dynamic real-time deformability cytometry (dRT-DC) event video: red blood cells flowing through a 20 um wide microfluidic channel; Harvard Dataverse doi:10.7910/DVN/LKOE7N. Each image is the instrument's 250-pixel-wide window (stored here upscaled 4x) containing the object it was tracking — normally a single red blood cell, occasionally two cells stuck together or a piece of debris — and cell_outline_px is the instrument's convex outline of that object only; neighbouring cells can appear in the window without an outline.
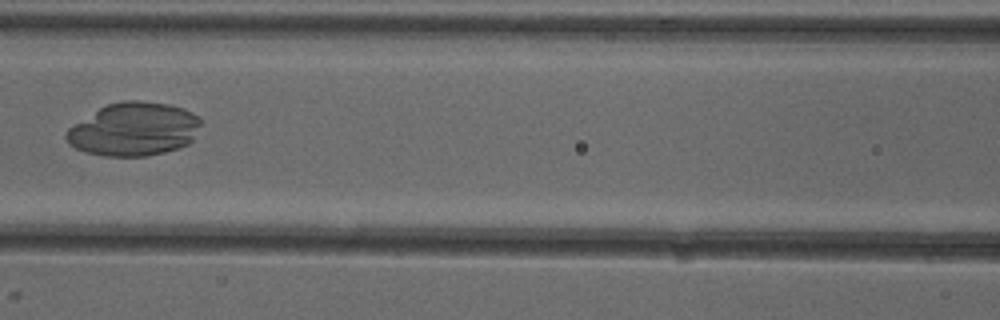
{"species": "common noctule bat (a hibernating species)", "species_latin": "Nyctalus noctula", "temperature_condition": "cold", "stored_images_in_passage": 6, "camera_frame_rate_fps": 3000, "um_per_image_px": 0.085, "animal": {"sex": "female"}, "frame": {"image": 1, "passage_image": 6, "time_ms": 6.0, "image_size_px": [1000, 320], "cell_outline_px": [[200, 124], [192, 140], [188, 144], [180, 148], [148, 156], [104, 156], [88, 152], [76, 148], [68, 144], [64, 136], [68, 128], [100, 108], [108, 104], [124, 100], [140, 100], [168, 104], [184, 108], [200, 116]], "centroid_in_image_um": [11.39, 10.98], "position_along_channel_um": 155.2, "area_um2": 41.79}}